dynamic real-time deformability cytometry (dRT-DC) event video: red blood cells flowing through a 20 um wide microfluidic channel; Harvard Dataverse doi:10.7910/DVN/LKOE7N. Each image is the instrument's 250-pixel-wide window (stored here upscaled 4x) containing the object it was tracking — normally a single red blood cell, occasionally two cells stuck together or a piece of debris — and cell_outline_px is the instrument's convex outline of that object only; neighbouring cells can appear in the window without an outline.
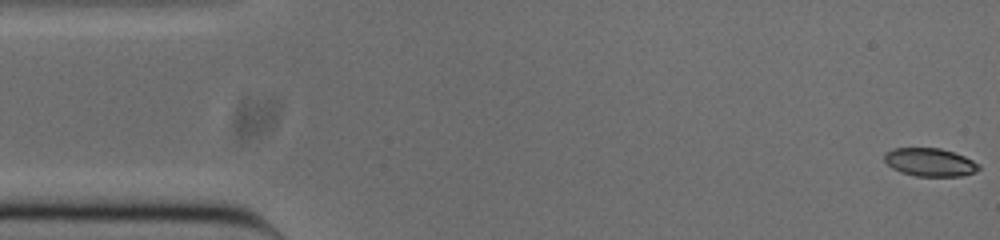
{"species": "common noctule bat (a hibernating species)", "species_latin": "Nyctalus noctula", "temperature_condition": "cold", "stored_images_in_passage": 52, "camera_frame_rate_fps": 3000, "um_per_image_px": 0.085, "animal": {"sex": "male", "body_mass_g": 20.0, "forearm_length_mm": 53.3}, "frame": {"image": 1, "passage_image": 1, "time_ms": 0.0, "image_size_px": [1000, 240], "cell_outline_px": [[980, 168], [976, 172], [960, 176], [916, 176], [900, 172], [892, 168], [884, 160], [884, 152], [892, 148], [940, 148], [964, 156], [980, 164]], "centroid_in_image_um": [79.03, 13.79], "position_along_channel_um": 6.0, "area_um2": 15.55}}
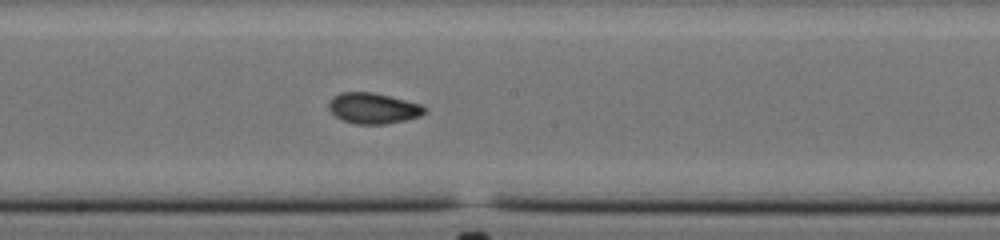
{"frame": {"image": 2, "passage_image": 27, "time_ms": 8.667, "image_size_px": [1000, 240], "cell_outline_px": [[428, 108], [420, 116], [404, 120], [384, 124], [356, 124], [340, 120], [328, 108], [328, 100], [332, 96], [340, 92], [372, 92], [424, 104]], "centroid_in_image_um": [31.71, 9.19], "position_along_channel_um": 216.5, "area_um2": 17.4}}
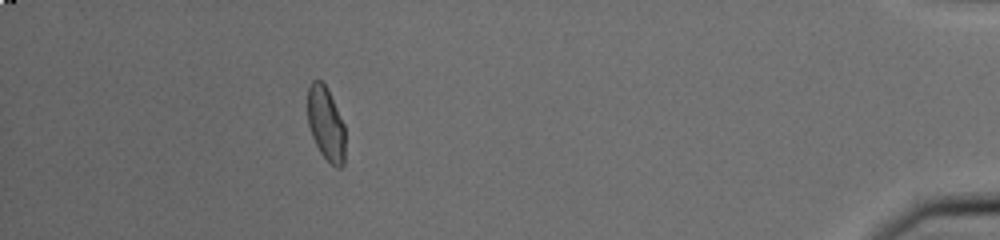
{"frame": {"image": 3, "passage_image": 47, "time_ms": 15.333, "image_size_px": [1000, 240], "cell_outline_px": [[344, 164], [340, 168], [336, 168], [320, 152], [312, 136], [308, 124], [308, 88], [312, 80], [320, 80], [324, 84], [344, 124]], "centroid_in_image_um": [27.69, 10.54], "position_along_channel_um": 407.5, "area_um2": 15.78}, "authors_computed_cell_mechanics": {"area_um2": 16.8487, "velocity_mm_per_s": 3.8477, "shape_relaxation_time_tau1_ms": 7.2378, "shape_relaxation_time_tau2_ms": 1.5478, "deformation_change_tau1": 0.2003, "deformation_change_tau2": 0.0569}}